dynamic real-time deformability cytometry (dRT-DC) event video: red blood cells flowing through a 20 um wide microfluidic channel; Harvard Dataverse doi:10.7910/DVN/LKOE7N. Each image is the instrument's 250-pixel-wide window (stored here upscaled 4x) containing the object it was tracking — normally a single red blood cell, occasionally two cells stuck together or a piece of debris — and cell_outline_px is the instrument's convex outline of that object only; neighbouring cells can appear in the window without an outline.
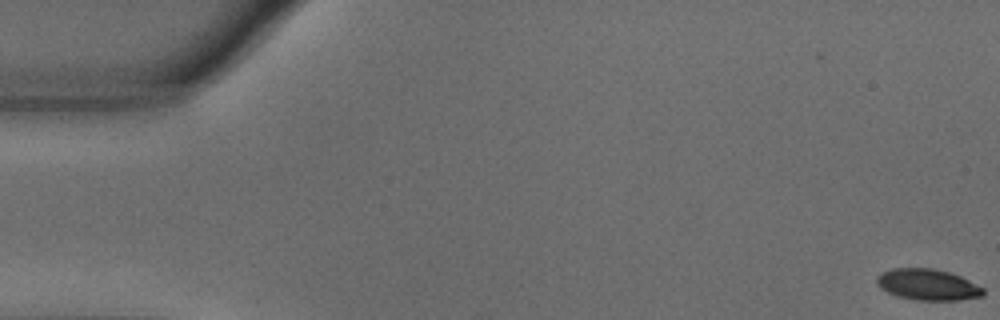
{"species": "common noctule bat (a hibernating species)", "species_latin": "Nyctalus noctula", "temperature_condition": "warm", "stored_images_in_passage": 18, "camera_frame_rate_fps": 3000, "um_per_image_px": 0.085, "animal": {"sex": "male", "body_mass_g": 18.8}, "frame": {"image": 1, "passage_image": 1, "time_ms": 0.0, "image_size_px": [1000, 320], "cell_outline_px": [[984, 296], [960, 300], [916, 300], [900, 296], [888, 292], [880, 288], [876, 284], [876, 276], [880, 272], [892, 268], [932, 268], [948, 272], [960, 276], [984, 288]], "centroid_in_image_um": [78.84, 24.19], "position_along_channel_um": 6.2, "area_um2": 19.36}}
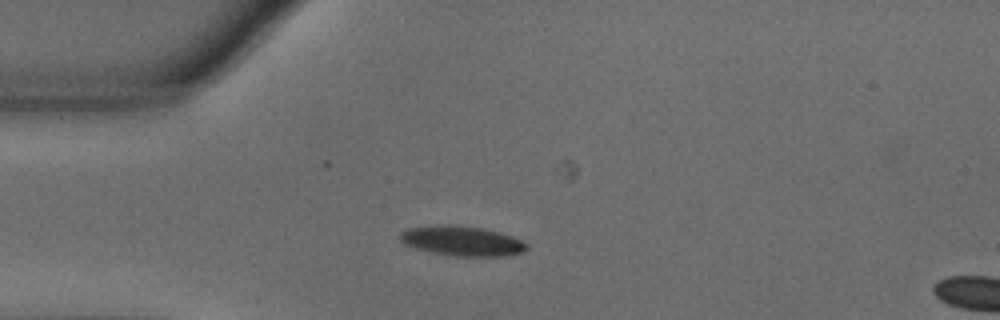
{"frame": {"image": 2, "passage_image": 15, "time_ms": 4.667, "image_size_px": [1000, 320], "cell_outline_px": [[528, 248], [524, 252], [504, 256], [456, 256], [432, 252], [416, 248], [404, 244], [400, 240], [400, 232], [408, 228], [440, 224], [448, 224], [480, 228], [500, 232], [512, 236], [528, 244]], "centroid_in_image_um": [39.27, 20.48], "position_along_channel_um": 45.7, "area_um2": 21.96}}